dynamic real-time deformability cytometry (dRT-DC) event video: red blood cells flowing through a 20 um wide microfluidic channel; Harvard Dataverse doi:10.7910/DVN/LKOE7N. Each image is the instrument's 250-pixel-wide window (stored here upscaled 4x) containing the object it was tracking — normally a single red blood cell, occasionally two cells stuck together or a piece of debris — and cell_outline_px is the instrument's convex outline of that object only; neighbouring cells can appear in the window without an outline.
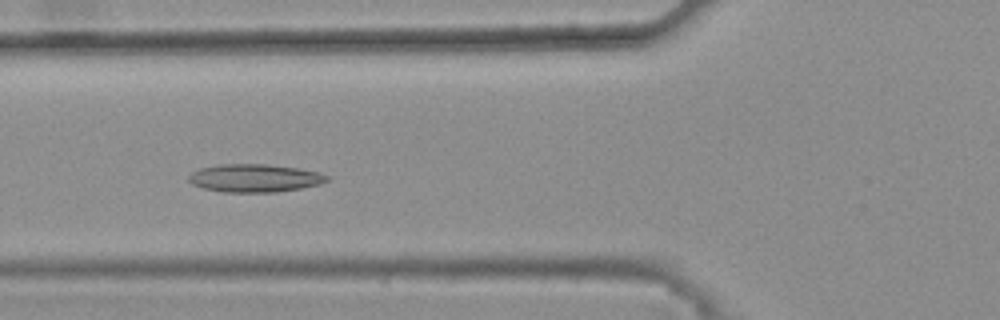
{"species": "common noctule bat (a hibernating species)", "species_latin": "Nyctalus noctula", "temperature_condition": "warm", "stored_images_in_passage": 43, "camera_frame_rate_fps": 3000, "um_per_image_px": 0.085, "animal": {"sex": "female", "body_mass_g": 25.1}, "frame": {"image": 1, "passage_image": 19, "time_ms": 6.0, "image_size_px": [1000, 320], "cell_outline_px": [[328, 180], [320, 184], [300, 188], [276, 192], [220, 192], [204, 188], [192, 184], [188, 180], [188, 176], [192, 172], [200, 168], [220, 164], [268, 164], [300, 168], [320, 172], [328, 176]], "centroid_in_image_um": [21.64, 15.13], "position_along_channel_um": 104.2, "area_um2": 22.66}}
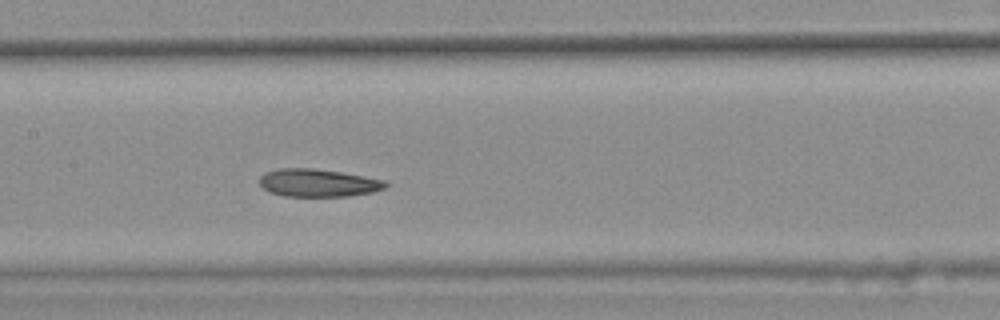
{"frame": {"image": 2, "passage_image": 25, "time_ms": 8.0, "image_size_px": [1000, 320], "cell_outline_px": [[388, 184], [384, 188], [372, 192], [348, 196], [284, 196], [272, 192], [264, 188], [260, 184], [260, 176], [264, 172], [280, 168], [312, 168], [340, 172], [364, 176], [384, 180]], "centroid_in_image_um": [27.03, 15.54], "position_along_channel_um": 180.4, "area_um2": 20.23}}
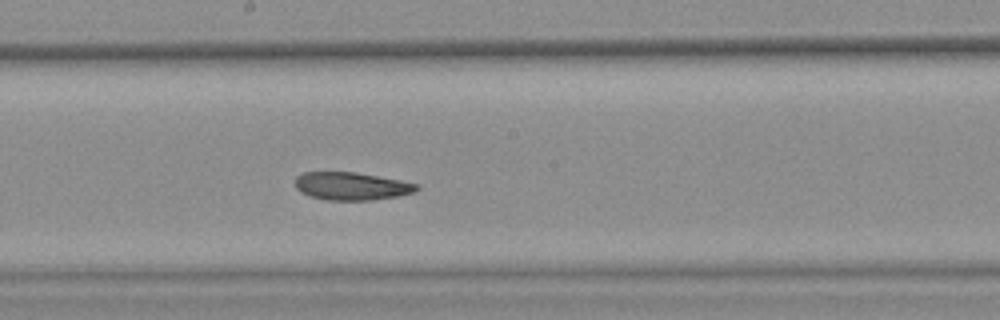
{"frame": {"image": 3, "passage_image": 28, "time_ms": 9.0, "image_size_px": [1000, 320], "cell_outline_px": [[420, 188], [416, 192], [396, 196], [372, 200], [328, 200], [308, 196], [300, 192], [296, 188], [296, 176], [304, 172], [356, 172], [400, 180], [420, 184]], "centroid_in_image_um": [29.89, 15.82], "position_along_channel_um": 218.3, "area_um2": 19.83}, "authors_computed_cell_mechanics": {"area_um2": 21.386, "velocity_mm_per_s": 3.8118, "shape_relaxation_time_tau1_ms": null, "shape_relaxation_time_tau2_ms": 7.9469, "deformation_change_tau1": null, "deformation_change_tau2": 0.1535}}